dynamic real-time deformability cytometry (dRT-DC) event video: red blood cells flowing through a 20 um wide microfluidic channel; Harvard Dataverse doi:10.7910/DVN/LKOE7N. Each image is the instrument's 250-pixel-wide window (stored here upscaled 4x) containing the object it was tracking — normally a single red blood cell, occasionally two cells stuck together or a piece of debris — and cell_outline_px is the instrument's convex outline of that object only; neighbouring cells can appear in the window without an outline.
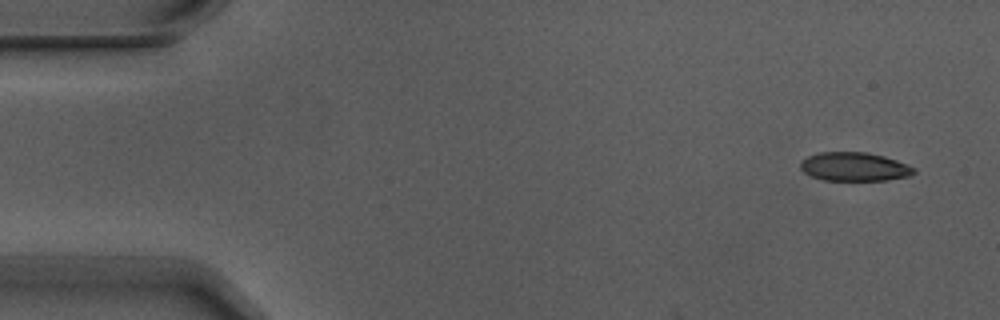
{"species": "Egyptian fruit bat (a non-hibernating species)", "species_latin": "Rousettus aegyptiacus", "temperature_condition": "warm", "stored_images_in_passage": 6, "camera_frame_rate_fps": 3000, "um_per_image_px": 0.085, "animal": {"sex": "male"}, "frame": {"image": 1, "passage_image": 1, "time_ms": 0.0, "image_size_px": [1000, 320], "cell_outline_px": [[916, 172], [908, 176], [884, 180], [824, 180], [812, 176], [804, 172], [800, 168], [800, 160], [808, 156], [820, 152], [868, 152], [884, 156], [908, 164], [916, 168]], "centroid_in_image_um": [72.62, 14.16], "position_along_channel_um": 12.4, "area_um2": 19.02}}
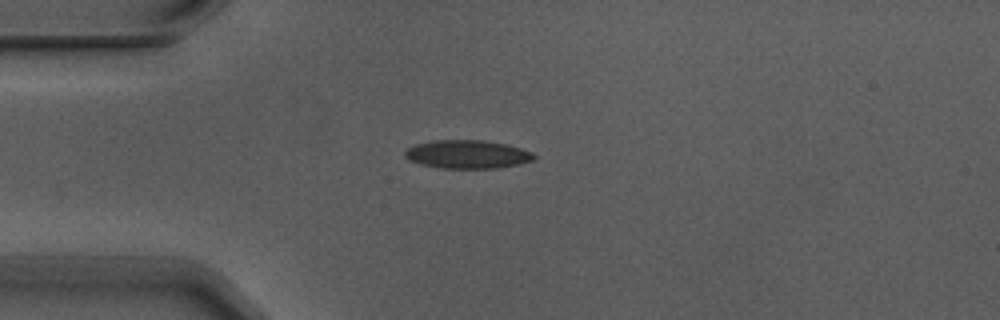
{"frame": {"image": 2, "passage_image": 4, "time_ms": 1.0, "image_size_px": [1000, 320], "cell_outline_px": [[536, 156], [532, 160], [516, 164], [496, 168], [440, 168], [420, 164], [408, 160], [404, 156], [404, 152], [408, 148], [416, 144], [432, 140], [484, 140], [504, 144], [520, 148], [532, 152]], "centroid_in_image_um": [39.67, 13.11], "position_along_channel_um": 45.3, "area_um2": 21.21}}